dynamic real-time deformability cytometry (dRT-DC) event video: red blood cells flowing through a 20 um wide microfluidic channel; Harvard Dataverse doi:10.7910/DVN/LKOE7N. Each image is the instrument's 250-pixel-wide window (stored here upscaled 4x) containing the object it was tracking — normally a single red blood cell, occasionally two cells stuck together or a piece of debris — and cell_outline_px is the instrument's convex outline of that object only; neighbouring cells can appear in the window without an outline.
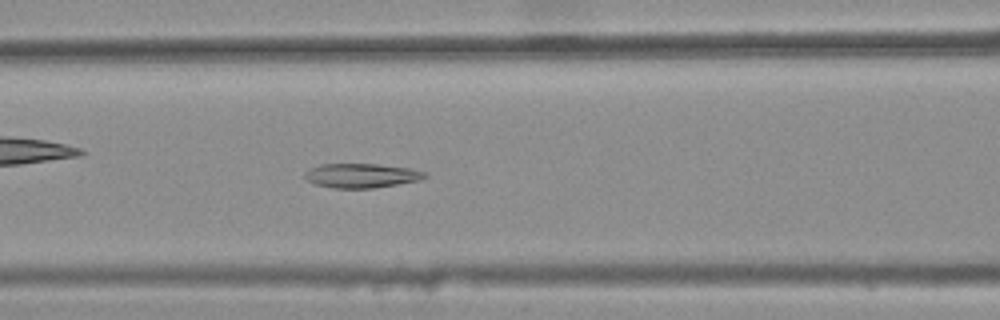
{"species": "common noctule bat (a hibernating species)", "species_latin": "Nyctalus noctula", "temperature_condition": "warm", "stored_images_in_passage": 44, "camera_frame_rate_fps": 3000, "um_per_image_px": 0.085, "animal": {"sex": "female", "body_mass_g": 25.1}, "frame": {"image": 1, "passage_image": 21, "time_ms": 6.667, "image_size_px": [1000, 320], "cell_outline_px": [[428, 176], [420, 180], [372, 188], [332, 188], [316, 184], [308, 180], [304, 176], [304, 172], [308, 168], [320, 164], [376, 164], [408, 168], [428, 172]], "centroid_in_image_um": [30.71, 14.92], "position_along_channel_um": 135.9, "area_um2": 16.99}}
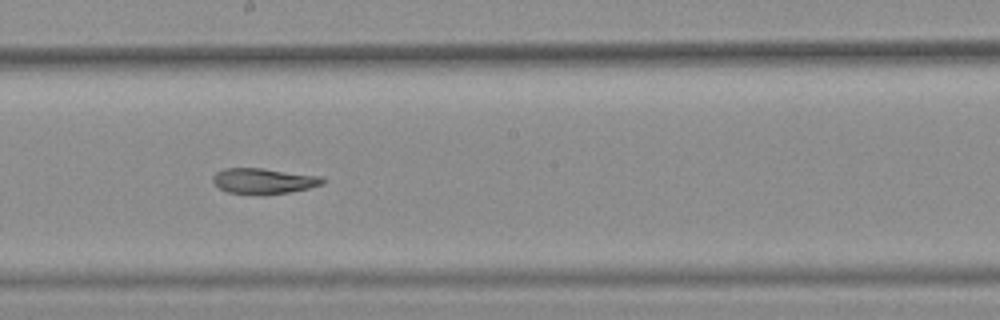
{"frame": {"image": 2, "passage_image": 28, "time_ms": 9.0, "image_size_px": [1000, 320], "cell_outline_px": [[324, 184], [308, 188], [288, 192], [264, 196], [228, 192], [220, 188], [212, 180], [212, 176], [216, 172], [224, 168], [264, 168], [320, 176], [324, 180]], "centroid_in_image_um": [22.39, 15.39], "position_along_channel_um": 225.8, "area_um2": 16.53}}
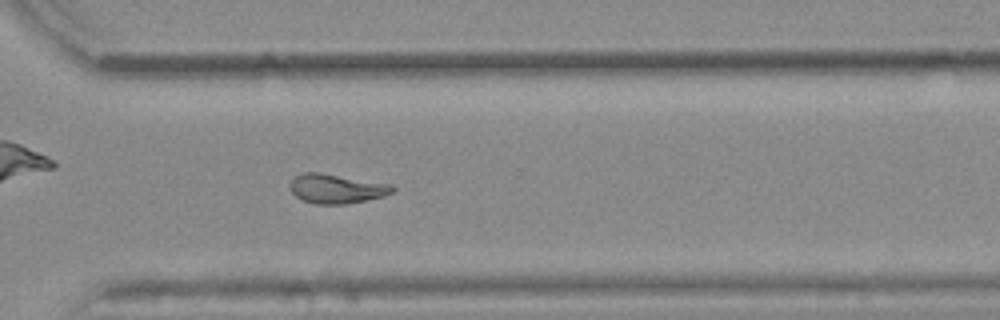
{"frame": {"image": 3, "passage_image": 37, "time_ms": 12.0, "image_size_px": [1000, 320], "cell_outline_px": [[396, 188], [392, 192], [384, 196], [344, 204], [316, 204], [300, 200], [292, 192], [288, 184], [296, 176], [304, 172], [320, 172], [392, 184]], "centroid_in_image_um": [28.58, 16.03], "position_along_channel_um": 342.0, "area_um2": 17.57}, "authors_computed_cell_mechanics": {"area_um2": 17.7735, "velocity_mm_per_s": 3.8653, "shape_relaxation_time_tau1_ms": null, "shape_relaxation_time_tau2_ms": 5.2299, "deformation_change_tau1": null, "deformation_change_tau2": 0.1096}}